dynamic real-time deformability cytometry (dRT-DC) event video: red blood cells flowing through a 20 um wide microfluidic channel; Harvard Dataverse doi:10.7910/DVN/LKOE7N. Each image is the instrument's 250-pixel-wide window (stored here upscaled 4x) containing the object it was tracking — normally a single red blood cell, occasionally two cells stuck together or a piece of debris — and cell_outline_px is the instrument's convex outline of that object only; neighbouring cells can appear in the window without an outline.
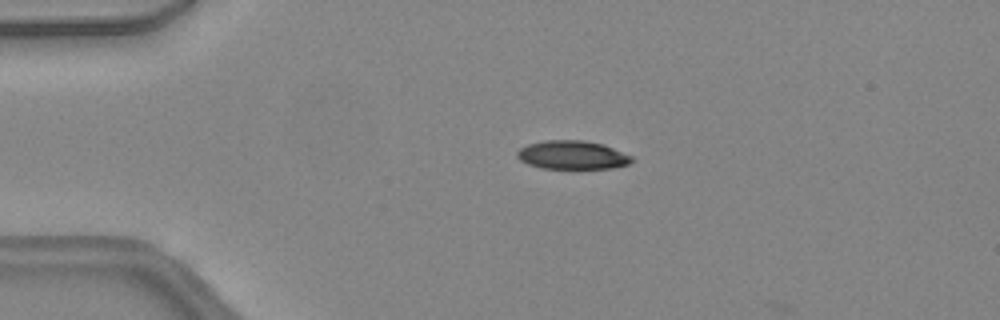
{"species": "common noctule bat (a hibernating species)", "species_latin": "Nyctalus noctula", "temperature_condition": "warm", "stored_images_in_passage": 3, "camera_frame_rate_fps": 3000, "um_per_image_px": 0.085, "animal": {"sex": "female", "body_mass_g": 24.6, "forearm_length_mm": 56.2}, "frame": {"image": 1, "passage_image": 1, "time_ms": 0.0, "image_size_px": [1000, 320], "cell_outline_px": [[636, 160], [628, 164], [612, 168], [540, 168], [528, 164], [520, 160], [516, 156], [516, 152], [520, 148], [528, 144], [544, 140], [584, 140], [604, 144], [632, 156]], "centroid_in_image_um": [48.65, 13.17], "position_along_channel_um": 36.3, "area_um2": 19.19}}